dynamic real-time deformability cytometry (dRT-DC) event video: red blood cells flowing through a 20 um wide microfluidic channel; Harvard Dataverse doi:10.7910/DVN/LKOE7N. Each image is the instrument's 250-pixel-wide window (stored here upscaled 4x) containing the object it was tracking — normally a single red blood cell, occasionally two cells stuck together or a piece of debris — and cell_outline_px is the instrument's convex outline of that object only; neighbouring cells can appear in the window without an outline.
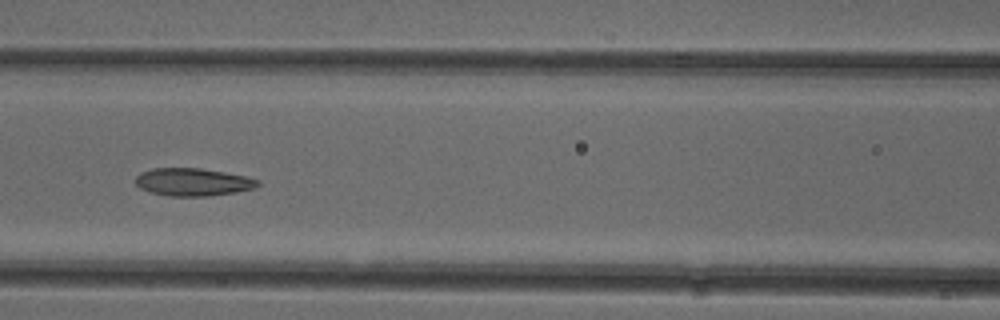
{"species": "common noctule bat (a hibernating species)", "species_latin": "Nyctalus noctula", "temperature_condition": "cold", "stored_images_in_passage": 6, "camera_frame_rate_fps": 3000, "um_per_image_px": 0.085, "animal": {"sex": "female"}, "frame": {"image": 1, "passage_image": 6, "time_ms": 6.667, "image_size_px": [1000, 320], "cell_outline_px": [[260, 184], [256, 188], [236, 192], [208, 196], [172, 196], [148, 192], [140, 188], [136, 184], [136, 176], [140, 172], [152, 168], [200, 168], [224, 172], [244, 176], [260, 180]], "centroid_in_image_um": [16.39, 15.47], "position_along_channel_um": 150.2, "area_um2": 19.83}}